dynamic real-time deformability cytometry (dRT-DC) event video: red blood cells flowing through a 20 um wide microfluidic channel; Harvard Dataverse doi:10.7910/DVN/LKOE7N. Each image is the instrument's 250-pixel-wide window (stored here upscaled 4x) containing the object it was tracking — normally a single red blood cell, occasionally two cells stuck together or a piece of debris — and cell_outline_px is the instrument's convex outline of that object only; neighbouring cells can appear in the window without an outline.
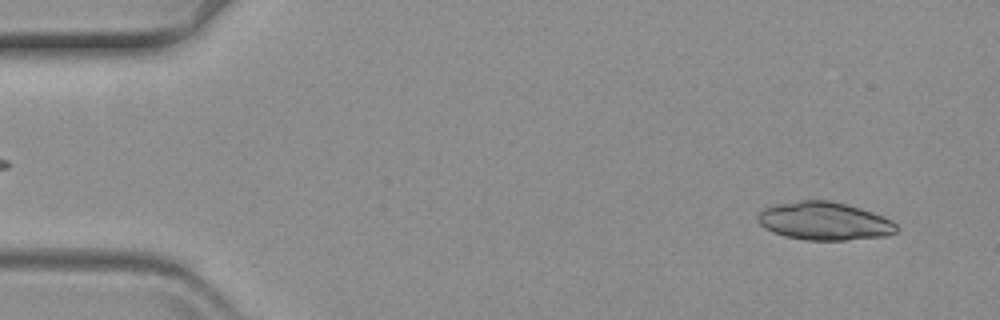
{"species": "common noctule bat (a hibernating species)", "species_latin": "Nyctalus noctula", "temperature_condition": "warm", "stored_images_in_passage": 22, "camera_frame_rate_fps": 3000, "um_per_image_px": 0.085, "animal": {"sex": "female", "body_mass_g": 19.3, "forearm_length_mm": 54.1}, "frame": {"image": 1, "passage_image": 4, "time_ms": 1.0, "image_size_px": [1000, 320], "cell_outline_px": [[900, 228], [896, 232], [884, 236], [844, 240], [804, 240], [784, 236], [772, 232], [764, 228], [760, 224], [756, 216], [764, 208], [776, 204], [800, 200], [832, 200], [860, 208], [872, 212], [892, 220]], "centroid_in_image_um": [70.06, 18.79], "position_along_channel_um": 14.9, "area_um2": 30.92}}